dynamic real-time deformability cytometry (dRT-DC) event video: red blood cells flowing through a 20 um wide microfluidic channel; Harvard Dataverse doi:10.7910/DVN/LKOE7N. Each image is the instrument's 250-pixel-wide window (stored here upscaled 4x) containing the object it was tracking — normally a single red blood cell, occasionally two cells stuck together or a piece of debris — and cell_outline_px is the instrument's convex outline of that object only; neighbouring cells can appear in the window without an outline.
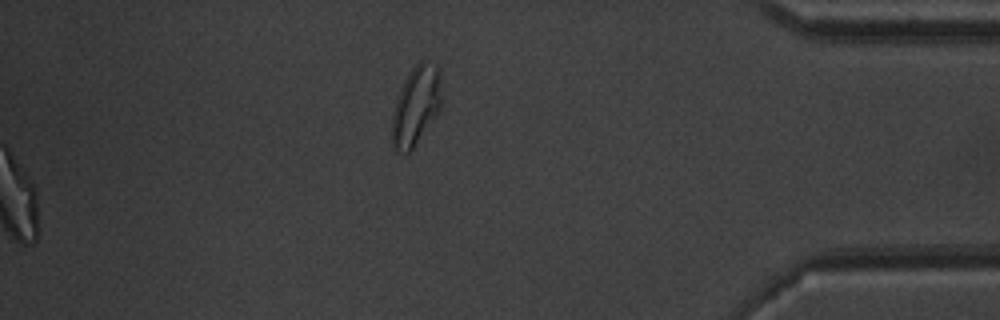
{"species": "common noctule bat (a hibernating species)", "species_latin": "Nyctalus noctula", "temperature_condition": "warm", "stored_images_in_passage": 40, "segment_of_instrument_passage": [2, 2], "camera_frame_rate_fps": 3000, "um_per_image_px": 0.085, "animal": {"sex": "male", "body_mass_g": 20.1, "forearm_length_mm": 53.5}, "frame": {"image": 1, "passage_image": 40, "time_ms": 13.0, "image_size_px": [1000, 320], "cell_outline_px": [[440, 112], [412, 148], [408, 152], [396, 152], [392, 148], [392, 116], [396, 100], [400, 88], [408, 72], [420, 60], [424, 60], [436, 64], [440, 68]], "centroid_in_image_um": [35.35, 8.96], "position_along_channel_um": 399.8, "area_um2": 22.95}}